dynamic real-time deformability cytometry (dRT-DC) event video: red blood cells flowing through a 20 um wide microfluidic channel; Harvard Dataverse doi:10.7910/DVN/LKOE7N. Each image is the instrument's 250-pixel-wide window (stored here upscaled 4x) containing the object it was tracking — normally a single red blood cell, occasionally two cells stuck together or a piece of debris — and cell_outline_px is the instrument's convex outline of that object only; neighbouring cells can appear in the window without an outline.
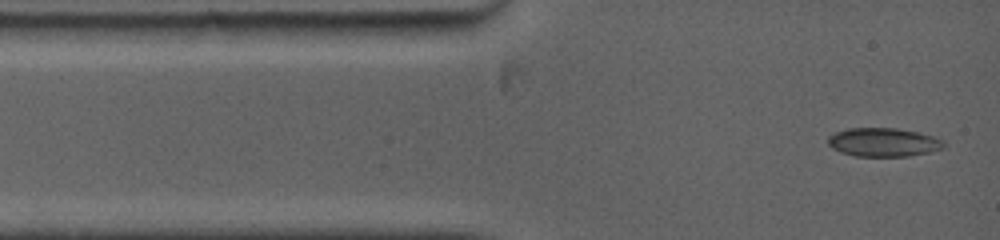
{"species": "common noctule bat (a hibernating species)", "species_latin": "Nyctalus noctula", "temperature_condition": "warm", "stored_images_in_passage": 5, "camera_frame_rate_fps": 5000, "um_per_image_px": 0.085, "animal": {"sex": "female", "body_mass_g": 19.0, "forearm_length_mm": 53.3}, "frame": {"image": 1, "passage_image": 1, "time_ms": 0.0, "image_size_px": [1000, 240], "cell_outline_px": [[944, 148], [928, 152], [908, 156], [856, 156], [840, 152], [832, 148], [828, 144], [828, 136], [836, 132], [848, 128], [896, 128], [916, 132], [932, 136], [944, 140]], "centroid_in_image_um": [75.07, 12.09], "position_along_channel_um": 9.9, "area_um2": 19.25}}
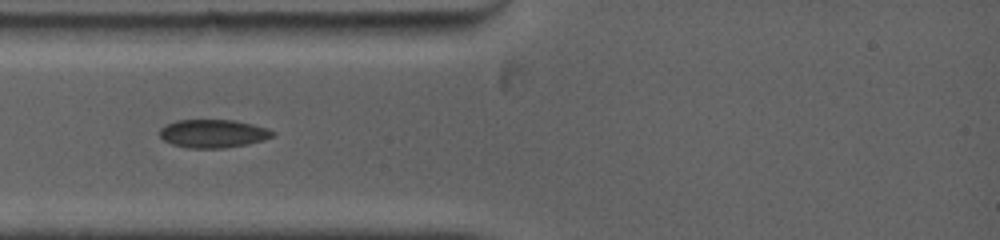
{"frame": {"image": 2, "passage_image": 4, "time_ms": 2.4, "image_size_px": [1000, 240], "cell_outline_px": [[276, 132], [272, 136], [264, 140], [248, 144], [224, 148], [188, 148], [172, 144], [164, 140], [160, 136], [160, 128], [176, 120], [232, 120], [252, 124], [268, 128]], "centroid_in_image_um": [18.13, 11.36], "position_along_channel_um": 66.9, "area_um2": 18.55}}
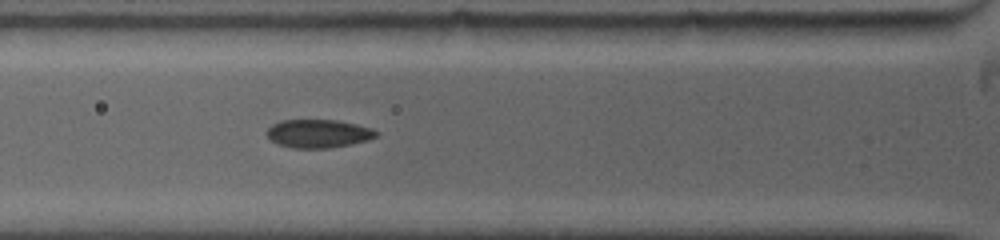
{"frame": {"image": 3, "passage_image": 5, "time_ms": 3.2, "image_size_px": [1000, 240], "cell_outline_px": [[376, 136], [368, 140], [328, 148], [292, 148], [276, 144], [268, 136], [268, 128], [272, 124], [280, 120], [336, 120], [356, 124], [372, 128], [376, 132]], "centroid_in_image_um": [27.03, 11.35], "position_along_channel_um": 98.8, "area_um2": 17.86}}